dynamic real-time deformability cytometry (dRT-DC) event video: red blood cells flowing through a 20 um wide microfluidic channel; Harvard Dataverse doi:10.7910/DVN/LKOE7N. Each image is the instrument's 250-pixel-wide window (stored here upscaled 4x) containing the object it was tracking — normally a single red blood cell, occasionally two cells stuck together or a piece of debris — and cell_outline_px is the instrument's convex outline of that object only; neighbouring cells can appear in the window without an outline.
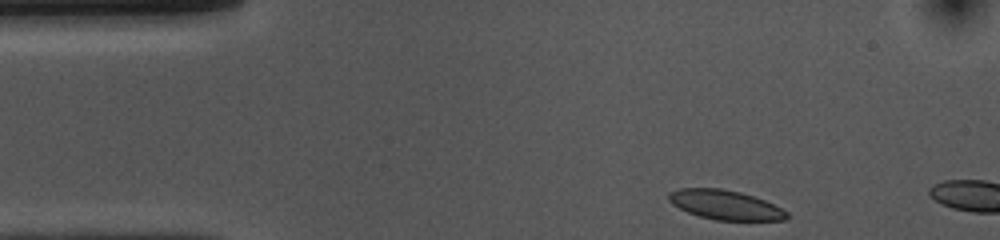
{"species": "common noctule bat (a hibernating species)", "species_latin": "Nyctalus noctula", "temperature_condition": "cold", "stored_images_in_passage": 4, "camera_frame_rate_fps": 3000, "um_per_image_px": 0.085, "animal": {"sex": "female", "body_mass_g": 10.0, "forearm_length_mm": 53.1}, "frame": {"image": 1, "passage_image": 1, "time_ms": 0.0, "image_size_px": [1000, 240], "cell_outline_px": [[788, 216], [784, 220], [716, 220], [700, 216], [688, 212], [672, 204], [668, 200], [668, 192], [680, 188], [720, 188], [740, 192], [764, 200], [788, 212]], "centroid_in_image_um": [61.61, 17.41], "position_along_channel_um": 23.4, "area_um2": 20.06}}